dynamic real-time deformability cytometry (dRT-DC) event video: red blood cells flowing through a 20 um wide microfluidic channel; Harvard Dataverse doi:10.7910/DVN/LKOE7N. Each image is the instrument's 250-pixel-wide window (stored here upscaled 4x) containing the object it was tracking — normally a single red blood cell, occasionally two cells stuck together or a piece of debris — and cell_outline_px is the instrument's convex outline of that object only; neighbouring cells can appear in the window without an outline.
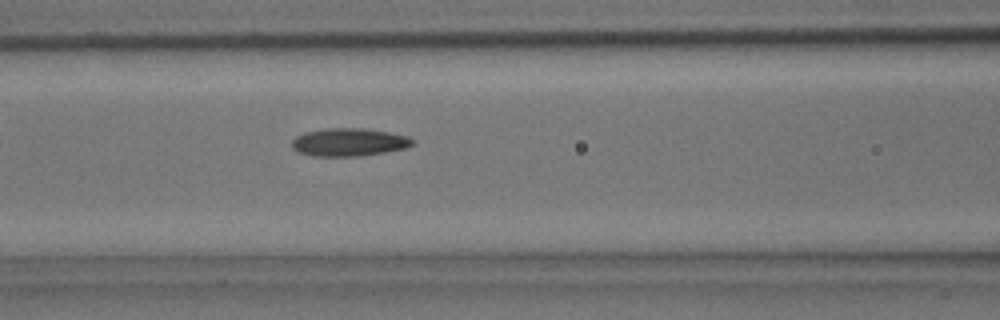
{"species": "common noctule bat (a hibernating species)", "species_latin": "Nyctalus noctula", "temperature_condition": "room temperature", "stored_images_in_passage": 4, "camera_frame_rate_fps": 3000, "um_per_image_px": 0.085, "animal": {"sex": "male", "body_mass_g": 15.6}, "frame": {"image": 1, "passage_image": 4, "time_ms": 1.0, "image_size_px": [1000, 320], "cell_outline_px": [[416, 144], [408, 148], [360, 156], [312, 156], [296, 152], [292, 148], [292, 140], [296, 136], [304, 132], [324, 128], [364, 128], [388, 132], [408, 136]], "centroid_in_image_um": [29.65, 12.09], "position_along_channel_um": 137.0, "area_um2": 19.88}}